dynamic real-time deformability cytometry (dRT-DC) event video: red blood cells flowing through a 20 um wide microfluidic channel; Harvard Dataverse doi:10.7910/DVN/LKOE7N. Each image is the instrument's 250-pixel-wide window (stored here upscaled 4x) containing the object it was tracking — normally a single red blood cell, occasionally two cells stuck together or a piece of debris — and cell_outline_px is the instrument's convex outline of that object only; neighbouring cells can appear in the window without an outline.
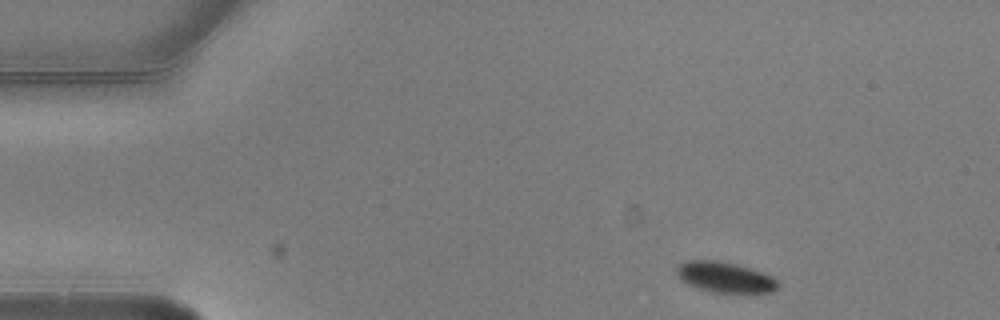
{"species": "common noctule bat (a hibernating species)", "species_latin": "Nyctalus noctula", "temperature_condition": "warm", "stored_images_in_passage": 5, "camera_frame_rate_fps": 3000, "um_per_image_px": 0.085, "animal": {"sex": "male", "body_mass_g": 20.5, "forearm_length_mm": 52.5}, "frame": {"image": 1, "passage_image": 1, "time_ms": 0.0, "image_size_px": [1000, 320], "cell_outline_px": [[776, 288], [772, 292], [716, 292], [696, 288], [688, 284], [676, 272], [676, 268], [684, 260], [712, 260], [736, 264], [772, 276], [776, 280]], "centroid_in_image_um": [61.58, 23.55], "position_along_channel_um": 23.4, "area_um2": 17.51}}
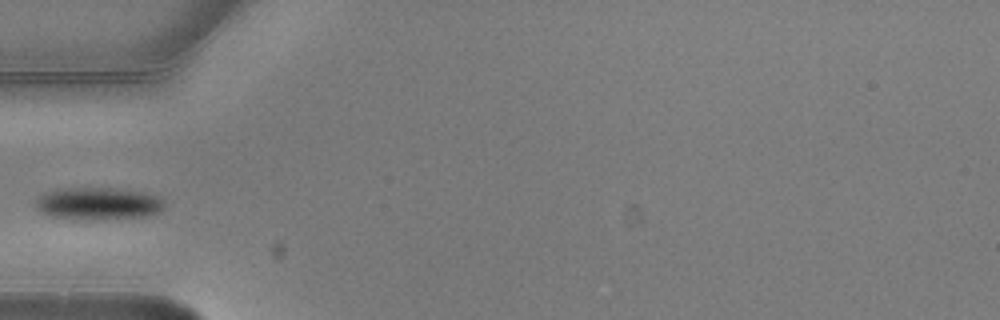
{"frame": {"image": 2, "passage_image": 4, "time_ms": 1.0, "image_size_px": [1000, 320], "cell_outline_px": [[164, 208], [160, 212], [148, 216], [104, 220], [72, 220], [52, 216], [40, 212], [32, 204], [40, 196], [56, 188], [112, 188], [140, 192], [160, 196], [164, 200]], "centroid_in_image_um": [8.34, 17.33], "position_along_channel_um": 76.7, "area_um2": 24.85}}
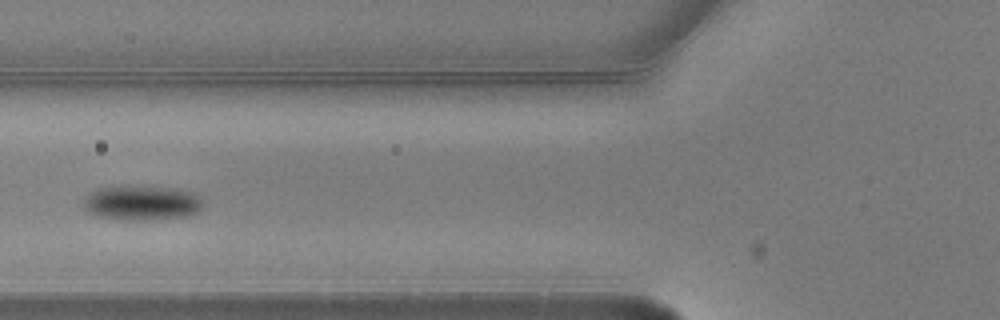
{"frame": {"image": 3, "passage_image": 5, "time_ms": 1.333, "image_size_px": [1000, 320], "cell_outline_px": [[200, 208], [196, 212], [188, 216], [144, 220], [112, 220], [96, 216], [88, 212], [84, 208], [84, 200], [92, 192], [100, 188], [120, 184], [128, 184], [172, 188], [192, 192], [200, 200]], "centroid_in_image_um": [11.97, 17.23], "position_along_channel_um": 113.8, "area_um2": 24.51}}